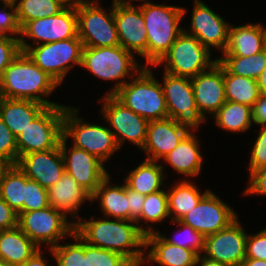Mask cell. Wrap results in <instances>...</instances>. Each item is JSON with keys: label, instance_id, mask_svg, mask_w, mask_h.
<instances>
[{"label": "cell", "instance_id": "cell-31", "mask_svg": "<svg viewBox=\"0 0 266 266\" xmlns=\"http://www.w3.org/2000/svg\"><path fill=\"white\" fill-rule=\"evenodd\" d=\"M145 160L125 177V184L133 191L148 195L161 190L164 181L163 165Z\"/></svg>", "mask_w": 266, "mask_h": 266}, {"label": "cell", "instance_id": "cell-12", "mask_svg": "<svg viewBox=\"0 0 266 266\" xmlns=\"http://www.w3.org/2000/svg\"><path fill=\"white\" fill-rule=\"evenodd\" d=\"M162 84L168 117L190 132L205 121L195 103L191 78L174 76L164 72Z\"/></svg>", "mask_w": 266, "mask_h": 266}, {"label": "cell", "instance_id": "cell-22", "mask_svg": "<svg viewBox=\"0 0 266 266\" xmlns=\"http://www.w3.org/2000/svg\"><path fill=\"white\" fill-rule=\"evenodd\" d=\"M190 131L179 125L172 118L149 121L147 138L143 150L147 153V160L163 159Z\"/></svg>", "mask_w": 266, "mask_h": 266}, {"label": "cell", "instance_id": "cell-47", "mask_svg": "<svg viewBox=\"0 0 266 266\" xmlns=\"http://www.w3.org/2000/svg\"><path fill=\"white\" fill-rule=\"evenodd\" d=\"M250 185L244 191L248 194L266 195V167L250 172Z\"/></svg>", "mask_w": 266, "mask_h": 266}, {"label": "cell", "instance_id": "cell-27", "mask_svg": "<svg viewBox=\"0 0 266 266\" xmlns=\"http://www.w3.org/2000/svg\"><path fill=\"white\" fill-rule=\"evenodd\" d=\"M194 132H189L170 153L164 162L184 176L195 177L201 172L203 157L200 153L199 141Z\"/></svg>", "mask_w": 266, "mask_h": 266}, {"label": "cell", "instance_id": "cell-14", "mask_svg": "<svg viewBox=\"0 0 266 266\" xmlns=\"http://www.w3.org/2000/svg\"><path fill=\"white\" fill-rule=\"evenodd\" d=\"M236 219L234 210L209 191L180 222L206 237L228 227Z\"/></svg>", "mask_w": 266, "mask_h": 266}, {"label": "cell", "instance_id": "cell-39", "mask_svg": "<svg viewBox=\"0 0 266 266\" xmlns=\"http://www.w3.org/2000/svg\"><path fill=\"white\" fill-rule=\"evenodd\" d=\"M174 223L178 224V226H182V228L178 230L177 236H175L176 238H169L163 234L162 237L171 244L193 250L200 255L204 250L205 237L201 233L195 231L191 226L185 225L180 221H174Z\"/></svg>", "mask_w": 266, "mask_h": 266}, {"label": "cell", "instance_id": "cell-49", "mask_svg": "<svg viewBox=\"0 0 266 266\" xmlns=\"http://www.w3.org/2000/svg\"><path fill=\"white\" fill-rule=\"evenodd\" d=\"M127 200L129 203V221H136L141 216L145 195L127 187Z\"/></svg>", "mask_w": 266, "mask_h": 266}, {"label": "cell", "instance_id": "cell-40", "mask_svg": "<svg viewBox=\"0 0 266 266\" xmlns=\"http://www.w3.org/2000/svg\"><path fill=\"white\" fill-rule=\"evenodd\" d=\"M88 266H133L124 256L103 248L85 243Z\"/></svg>", "mask_w": 266, "mask_h": 266}, {"label": "cell", "instance_id": "cell-10", "mask_svg": "<svg viewBox=\"0 0 266 266\" xmlns=\"http://www.w3.org/2000/svg\"><path fill=\"white\" fill-rule=\"evenodd\" d=\"M75 222H68L63 212L50 206L18 215V227L39 248L43 243L50 244L51 248L62 238L71 236Z\"/></svg>", "mask_w": 266, "mask_h": 266}, {"label": "cell", "instance_id": "cell-58", "mask_svg": "<svg viewBox=\"0 0 266 266\" xmlns=\"http://www.w3.org/2000/svg\"><path fill=\"white\" fill-rule=\"evenodd\" d=\"M17 1L18 0H3L2 2H3V4L4 3H7V4H14V5H16Z\"/></svg>", "mask_w": 266, "mask_h": 266}, {"label": "cell", "instance_id": "cell-38", "mask_svg": "<svg viewBox=\"0 0 266 266\" xmlns=\"http://www.w3.org/2000/svg\"><path fill=\"white\" fill-rule=\"evenodd\" d=\"M70 237H74L76 243L58 244L49 249L56 259L57 266H88L85 242L75 232Z\"/></svg>", "mask_w": 266, "mask_h": 266}, {"label": "cell", "instance_id": "cell-6", "mask_svg": "<svg viewBox=\"0 0 266 266\" xmlns=\"http://www.w3.org/2000/svg\"><path fill=\"white\" fill-rule=\"evenodd\" d=\"M135 61L133 54L125 50L123 47H83L81 67L89 70L94 76L104 80H116V84L106 95H114L128 81L124 78L133 74H137L146 65L139 66ZM140 68H139V67ZM133 70V71H132ZM130 72H132L130 74ZM120 81H117L119 80ZM123 79V81L121 80Z\"/></svg>", "mask_w": 266, "mask_h": 266}, {"label": "cell", "instance_id": "cell-45", "mask_svg": "<svg viewBox=\"0 0 266 266\" xmlns=\"http://www.w3.org/2000/svg\"><path fill=\"white\" fill-rule=\"evenodd\" d=\"M250 157L249 169L255 171L266 167V126H260Z\"/></svg>", "mask_w": 266, "mask_h": 266}, {"label": "cell", "instance_id": "cell-7", "mask_svg": "<svg viewBox=\"0 0 266 266\" xmlns=\"http://www.w3.org/2000/svg\"><path fill=\"white\" fill-rule=\"evenodd\" d=\"M78 108L65 106L63 137L73 138L74 147L83 149L105 163L120 148L113 132L108 127L84 123L77 116Z\"/></svg>", "mask_w": 266, "mask_h": 266}, {"label": "cell", "instance_id": "cell-50", "mask_svg": "<svg viewBox=\"0 0 266 266\" xmlns=\"http://www.w3.org/2000/svg\"><path fill=\"white\" fill-rule=\"evenodd\" d=\"M253 123L266 126V96H260L252 107Z\"/></svg>", "mask_w": 266, "mask_h": 266}, {"label": "cell", "instance_id": "cell-42", "mask_svg": "<svg viewBox=\"0 0 266 266\" xmlns=\"http://www.w3.org/2000/svg\"><path fill=\"white\" fill-rule=\"evenodd\" d=\"M0 159L9 161L12 165L18 162V147L16 136L0 117Z\"/></svg>", "mask_w": 266, "mask_h": 266}, {"label": "cell", "instance_id": "cell-60", "mask_svg": "<svg viewBox=\"0 0 266 266\" xmlns=\"http://www.w3.org/2000/svg\"><path fill=\"white\" fill-rule=\"evenodd\" d=\"M190 266H198V264H197V260H196V262L195 263H193L192 265H190Z\"/></svg>", "mask_w": 266, "mask_h": 266}, {"label": "cell", "instance_id": "cell-56", "mask_svg": "<svg viewBox=\"0 0 266 266\" xmlns=\"http://www.w3.org/2000/svg\"><path fill=\"white\" fill-rule=\"evenodd\" d=\"M240 266H266V261L259 259H245Z\"/></svg>", "mask_w": 266, "mask_h": 266}, {"label": "cell", "instance_id": "cell-34", "mask_svg": "<svg viewBox=\"0 0 266 266\" xmlns=\"http://www.w3.org/2000/svg\"><path fill=\"white\" fill-rule=\"evenodd\" d=\"M26 175L17 165L5 173L0 186V197L19 215L24 212Z\"/></svg>", "mask_w": 266, "mask_h": 266}, {"label": "cell", "instance_id": "cell-18", "mask_svg": "<svg viewBox=\"0 0 266 266\" xmlns=\"http://www.w3.org/2000/svg\"><path fill=\"white\" fill-rule=\"evenodd\" d=\"M114 19L120 46L146 59L147 65V32L141 8L114 4Z\"/></svg>", "mask_w": 266, "mask_h": 266}, {"label": "cell", "instance_id": "cell-53", "mask_svg": "<svg viewBox=\"0 0 266 266\" xmlns=\"http://www.w3.org/2000/svg\"><path fill=\"white\" fill-rule=\"evenodd\" d=\"M197 264L199 266H228V265L222 264L220 262L208 259L205 256H203L201 258V254L198 255V257H197Z\"/></svg>", "mask_w": 266, "mask_h": 266}, {"label": "cell", "instance_id": "cell-17", "mask_svg": "<svg viewBox=\"0 0 266 266\" xmlns=\"http://www.w3.org/2000/svg\"><path fill=\"white\" fill-rule=\"evenodd\" d=\"M67 141L68 139L62 137L59 144L65 172L72 176L79 185L93 194L100 186V183L109 175L104 168V163L93 154L74 146H71L70 152H68L69 150L66 149Z\"/></svg>", "mask_w": 266, "mask_h": 266}, {"label": "cell", "instance_id": "cell-54", "mask_svg": "<svg viewBox=\"0 0 266 266\" xmlns=\"http://www.w3.org/2000/svg\"><path fill=\"white\" fill-rule=\"evenodd\" d=\"M68 7H78L83 4H88L96 0H61Z\"/></svg>", "mask_w": 266, "mask_h": 266}, {"label": "cell", "instance_id": "cell-43", "mask_svg": "<svg viewBox=\"0 0 266 266\" xmlns=\"http://www.w3.org/2000/svg\"><path fill=\"white\" fill-rule=\"evenodd\" d=\"M21 52L18 37L0 36V80L4 70Z\"/></svg>", "mask_w": 266, "mask_h": 266}, {"label": "cell", "instance_id": "cell-21", "mask_svg": "<svg viewBox=\"0 0 266 266\" xmlns=\"http://www.w3.org/2000/svg\"><path fill=\"white\" fill-rule=\"evenodd\" d=\"M196 106L206 119L226 102L224 90V67L217 61L208 70L191 78Z\"/></svg>", "mask_w": 266, "mask_h": 266}, {"label": "cell", "instance_id": "cell-2", "mask_svg": "<svg viewBox=\"0 0 266 266\" xmlns=\"http://www.w3.org/2000/svg\"><path fill=\"white\" fill-rule=\"evenodd\" d=\"M58 85L21 51L3 72L0 80V97L31 100L51 107L60 104L45 100L41 96L51 95Z\"/></svg>", "mask_w": 266, "mask_h": 266}, {"label": "cell", "instance_id": "cell-8", "mask_svg": "<svg viewBox=\"0 0 266 266\" xmlns=\"http://www.w3.org/2000/svg\"><path fill=\"white\" fill-rule=\"evenodd\" d=\"M184 29L168 52L154 66L164 63V72L182 77H195L208 70L217 59L211 60V53L196 37L186 33Z\"/></svg>", "mask_w": 266, "mask_h": 266}, {"label": "cell", "instance_id": "cell-48", "mask_svg": "<svg viewBox=\"0 0 266 266\" xmlns=\"http://www.w3.org/2000/svg\"><path fill=\"white\" fill-rule=\"evenodd\" d=\"M18 226V214L0 197V229L8 230Z\"/></svg>", "mask_w": 266, "mask_h": 266}, {"label": "cell", "instance_id": "cell-23", "mask_svg": "<svg viewBox=\"0 0 266 266\" xmlns=\"http://www.w3.org/2000/svg\"><path fill=\"white\" fill-rule=\"evenodd\" d=\"M49 206L67 214L73 215L72 219L78 220L77 211L85 200L92 201V194L67 172L51 187L47 189ZM77 218V219H76Z\"/></svg>", "mask_w": 266, "mask_h": 266}, {"label": "cell", "instance_id": "cell-59", "mask_svg": "<svg viewBox=\"0 0 266 266\" xmlns=\"http://www.w3.org/2000/svg\"><path fill=\"white\" fill-rule=\"evenodd\" d=\"M0 266H11V265L7 264L5 261L0 259Z\"/></svg>", "mask_w": 266, "mask_h": 266}, {"label": "cell", "instance_id": "cell-1", "mask_svg": "<svg viewBox=\"0 0 266 266\" xmlns=\"http://www.w3.org/2000/svg\"><path fill=\"white\" fill-rule=\"evenodd\" d=\"M81 219L75 222L74 232L88 245L121 254L133 266H141L147 260L141 249L146 247V235L135 221L95 220L94 216L89 221Z\"/></svg>", "mask_w": 266, "mask_h": 266}, {"label": "cell", "instance_id": "cell-13", "mask_svg": "<svg viewBox=\"0 0 266 266\" xmlns=\"http://www.w3.org/2000/svg\"><path fill=\"white\" fill-rule=\"evenodd\" d=\"M102 114L109 123L119 148L127 140L143 148L147 138L149 121L127 108L114 95H105Z\"/></svg>", "mask_w": 266, "mask_h": 266}, {"label": "cell", "instance_id": "cell-15", "mask_svg": "<svg viewBox=\"0 0 266 266\" xmlns=\"http://www.w3.org/2000/svg\"><path fill=\"white\" fill-rule=\"evenodd\" d=\"M247 234L238 218L228 227L205 237L204 256L228 266H240L246 258Z\"/></svg>", "mask_w": 266, "mask_h": 266}, {"label": "cell", "instance_id": "cell-16", "mask_svg": "<svg viewBox=\"0 0 266 266\" xmlns=\"http://www.w3.org/2000/svg\"><path fill=\"white\" fill-rule=\"evenodd\" d=\"M20 36V38H24L25 36L33 39L36 45L77 37L76 7L66 6L56 15L26 22L21 27ZM39 41H42V43Z\"/></svg>", "mask_w": 266, "mask_h": 266}, {"label": "cell", "instance_id": "cell-44", "mask_svg": "<svg viewBox=\"0 0 266 266\" xmlns=\"http://www.w3.org/2000/svg\"><path fill=\"white\" fill-rule=\"evenodd\" d=\"M7 8H10L11 11L6 10ZM9 34L12 37L13 34L20 36L21 27L17 20L16 6L14 4L4 3L3 11L0 12V36H9Z\"/></svg>", "mask_w": 266, "mask_h": 266}, {"label": "cell", "instance_id": "cell-30", "mask_svg": "<svg viewBox=\"0 0 266 266\" xmlns=\"http://www.w3.org/2000/svg\"><path fill=\"white\" fill-rule=\"evenodd\" d=\"M171 188L167 192V195L169 216L172 222L180 221L210 191L208 189L204 193H200L199 188L189 180H181Z\"/></svg>", "mask_w": 266, "mask_h": 266}, {"label": "cell", "instance_id": "cell-3", "mask_svg": "<svg viewBox=\"0 0 266 266\" xmlns=\"http://www.w3.org/2000/svg\"><path fill=\"white\" fill-rule=\"evenodd\" d=\"M139 7L147 32V63L153 66L162 59L183 31L179 23L186 9L151 2Z\"/></svg>", "mask_w": 266, "mask_h": 266}, {"label": "cell", "instance_id": "cell-11", "mask_svg": "<svg viewBox=\"0 0 266 266\" xmlns=\"http://www.w3.org/2000/svg\"><path fill=\"white\" fill-rule=\"evenodd\" d=\"M97 2L76 7L78 36L83 47L119 46L114 4L112 3L111 10L106 13V10L100 8Z\"/></svg>", "mask_w": 266, "mask_h": 266}, {"label": "cell", "instance_id": "cell-35", "mask_svg": "<svg viewBox=\"0 0 266 266\" xmlns=\"http://www.w3.org/2000/svg\"><path fill=\"white\" fill-rule=\"evenodd\" d=\"M217 61L230 74L257 79L266 66V49L253 56H223Z\"/></svg>", "mask_w": 266, "mask_h": 266}, {"label": "cell", "instance_id": "cell-9", "mask_svg": "<svg viewBox=\"0 0 266 266\" xmlns=\"http://www.w3.org/2000/svg\"><path fill=\"white\" fill-rule=\"evenodd\" d=\"M65 106L47 107L18 136V159L27 153L57 148L63 137Z\"/></svg>", "mask_w": 266, "mask_h": 266}, {"label": "cell", "instance_id": "cell-36", "mask_svg": "<svg viewBox=\"0 0 266 266\" xmlns=\"http://www.w3.org/2000/svg\"><path fill=\"white\" fill-rule=\"evenodd\" d=\"M167 217L169 218L168 195L167 191L162 189L145 195L141 216L135 222L139 229L145 235H148L156 231L153 230L154 226H148V229L140 226L139 224L142 220H144V224L147 222L158 223L165 220V218L167 219Z\"/></svg>", "mask_w": 266, "mask_h": 266}, {"label": "cell", "instance_id": "cell-24", "mask_svg": "<svg viewBox=\"0 0 266 266\" xmlns=\"http://www.w3.org/2000/svg\"><path fill=\"white\" fill-rule=\"evenodd\" d=\"M145 246V249L151 246L147 256L145 255L147 261L161 266H190L196 262L198 257L193 250L167 242L159 231L146 235Z\"/></svg>", "mask_w": 266, "mask_h": 266}, {"label": "cell", "instance_id": "cell-37", "mask_svg": "<svg viewBox=\"0 0 266 266\" xmlns=\"http://www.w3.org/2000/svg\"><path fill=\"white\" fill-rule=\"evenodd\" d=\"M16 4L20 27L31 20L56 15L66 7L61 0H18Z\"/></svg>", "mask_w": 266, "mask_h": 266}, {"label": "cell", "instance_id": "cell-5", "mask_svg": "<svg viewBox=\"0 0 266 266\" xmlns=\"http://www.w3.org/2000/svg\"><path fill=\"white\" fill-rule=\"evenodd\" d=\"M24 39L19 38L21 51L25 52L42 71L51 76L59 85L73 65L81 66L83 43L79 36L34 47Z\"/></svg>", "mask_w": 266, "mask_h": 266}, {"label": "cell", "instance_id": "cell-26", "mask_svg": "<svg viewBox=\"0 0 266 266\" xmlns=\"http://www.w3.org/2000/svg\"><path fill=\"white\" fill-rule=\"evenodd\" d=\"M46 108L31 100L0 97V117L16 137Z\"/></svg>", "mask_w": 266, "mask_h": 266}, {"label": "cell", "instance_id": "cell-19", "mask_svg": "<svg viewBox=\"0 0 266 266\" xmlns=\"http://www.w3.org/2000/svg\"><path fill=\"white\" fill-rule=\"evenodd\" d=\"M191 32L209 50L211 47L226 49L230 24L212 11L203 1L195 0L191 18Z\"/></svg>", "mask_w": 266, "mask_h": 266}, {"label": "cell", "instance_id": "cell-4", "mask_svg": "<svg viewBox=\"0 0 266 266\" xmlns=\"http://www.w3.org/2000/svg\"><path fill=\"white\" fill-rule=\"evenodd\" d=\"M151 71L148 66L143 67L133 81L114 94L127 108L148 121L168 118L162 85Z\"/></svg>", "mask_w": 266, "mask_h": 266}, {"label": "cell", "instance_id": "cell-28", "mask_svg": "<svg viewBox=\"0 0 266 266\" xmlns=\"http://www.w3.org/2000/svg\"><path fill=\"white\" fill-rule=\"evenodd\" d=\"M40 248L17 226L2 230L0 235V259L11 266H22Z\"/></svg>", "mask_w": 266, "mask_h": 266}, {"label": "cell", "instance_id": "cell-55", "mask_svg": "<svg viewBox=\"0 0 266 266\" xmlns=\"http://www.w3.org/2000/svg\"><path fill=\"white\" fill-rule=\"evenodd\" d=\"M12 166V164L9 161H6L4 159H0V186L3 181V177L5 173L9 170V168Z\"/></svg>", "mask_w": 266, "mask_h": 266}, {"label": "cell", "instance_id": "cell-46", "mask_svg": "<svg viewBox=\"0 0 266 266\" xmlns=\"http://www.w3.org/2000/svg\"><path fill=\"white\" fill-rule=\"evenodd\" d=\"M245 259L266 261V228L255 235H247Z\"/></svg>", "mask_w": 266, "mask_h": 266}, {"label": "cell", "instance_id": "cell-25", "mask_svg": "<svg viewBox=\"0 0 266 266\" xmlns=\"http://www.w3.org/2000/svg\"><path fill=\"white\" fill-rule=\"evenodd\" d=\"M266 49L264 27L261 24L230 25L228 44L223 56H253Z\"/></svg>", "mask_w": 266, "mask_h": 266}, {"label": "cell", "instance_id": "cell-52", "mask_svg": "<svg viewBox=\"0 0 266 266\" xmlns=\"http://www.w3.org/2000/svg\"><path fill=\"white\" fill-rule=\"evenodd\" d=\"M260 94L266 96V66L256 79Z\"/></svg>", "mask_w": 266, "mask_h": 266}, {"label": "cell", "instance_id": "cell-61", "mask_svg": "<svg viewBox=\"0 0 266 266\" xmlns=\"http://www.w3.org/2000/svg\"><path fill=\"white\" fill-rule=\"evenodd\" d=\"M264 32H265V42H266V29L264 28Z\"/></svg>", "mask_w": 266, "mask_h": 266}, {"label": "cell", "instance_id": "cell-20", "mask_svg": "<svg viewBox=\"0 0 266 266\" xmlns=\"http://www.w3.org/2000/svg\"><path fill=\"white\" fill-rule=\"evenodd\" d=\"M16 165L29 179L46 189L53 186L65 173L60 145L51 150L22 155Z\"/></svg>", "mask_w": 266, "mask_h": 266}, {"label": "cell", "instance_id": "cell-57", "mask_svg": "<svg viewBox=\"0 0 266 266\" xmlns=\"http://www.w3.org/2000/svg\"><path fill=\"white\" fill-rule=\"evenodd\" d=\"M131 1H133V0H126V1L125 0H114L113 4L120 5V6H135V5L131 4ZM136 1H138V0H136ZM139 1H144V3L141 5H145V4L150 3V1L147 2L148 0H139Z\"/></svg>", "mask_w": 266, "mask_h": 266}, {"label": "cell", "instance_id": "cell-29", "mask_svg": "<svg viewBox=\"0 0 266 266\" xmlns=\"http://www.w3.org/2000/svg\"><path fill=\"white\" fill-rule=\"evenodd\" d=\"M109 175L100 183L92 194V203L100 200V207L106 218L123 219L129 221V203L127 200V186H111ZM108 216V217H107Z\"/></svg>", "mask_w": 266, "mask_h": 266}, {"label": "cell", "instance_id": "cell-41", "mask_svg": "<svg viewBox=\"0 0 266 266\" xmlns=\"http://www.w3.org/2000/svg\"><path fill=\"white\" fill-rule=\"evenodd\" d=\"M49 206L47 189L26 176L24 212L40 210Z\"/></svg>", "mask_w": 266, "mask_h": 266}, {"label": "cell", "instance_id": "cell-33", "mask_svg": "<svg viewBox=\"0 0 266 266\" xmlns=\"http://www.w3.org/2000/svg\"><path fill=\"white\" fill-rule=\"evenodd\" d=\"M224 90L226 101L253 107L261 96L256 79L230 74L224 68Z\"/></svg>", "mask_w": 266, "mask_h": 266}, {"label": "cell", "instance_id": "cell-51", "mask_svg": "<svg viewBox=\"0 0 266 266\" xmlns=\"http://www.w3.org/2000/svg\"><path fill=\"white\" fill-rule=\"evenodd\" d=\"M42 248L35 253L26 263H24L22 266H50L47 265V260L43 258V252H41Z\"/></svg>", "mask_w": 266, "mask_h": 266}, {"label": "cell", "instance_id": "cell-32", "mask_svg": "<svg viewBox=\"0 0 266 266\" xmlns=\"http://www.w3.org/2000/svg\"><path fill=\"white\" fill-rule=\"evenodd\" d=\"M213 117L218 127L234 133L246 132L253 124L252 107L231 101H226Z\"/></svg>", "mask_w": 266, "mask_h": 266}]
</instances>
